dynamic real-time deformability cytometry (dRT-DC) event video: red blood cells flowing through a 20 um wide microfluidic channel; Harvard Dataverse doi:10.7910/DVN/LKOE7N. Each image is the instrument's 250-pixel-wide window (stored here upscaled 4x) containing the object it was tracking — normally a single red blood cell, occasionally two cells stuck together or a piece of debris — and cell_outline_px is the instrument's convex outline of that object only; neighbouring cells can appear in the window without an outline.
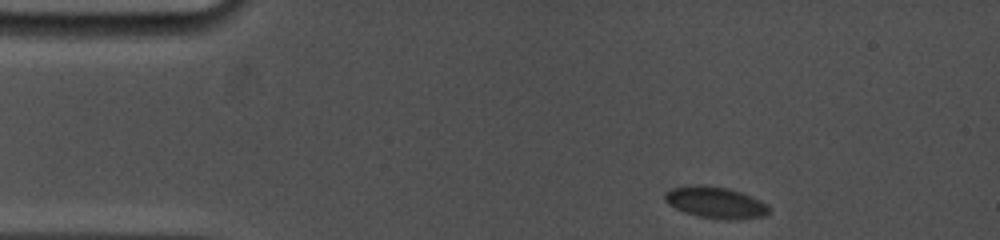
{"species": "common noctule bat (a hibernating species)", "species_latin": "Nyctalus noctula", "temperature_condition": "cold", "stored_images_in_passage": 57, "camera_frame_rate_fps": 5000, "um_per_image_px": 0.085, "animal": {"sex": "female", "body_mass_g": 19.0, "forearm_length_mm": 53.3}, "frame": {"image": 1, "passage_image": 1, "time_ms": 0.0, "image_size_px": [1000, 240], "cell_outline_px": [[772, 208], [764, 216], [736, 220], [724, 220], [696, 216], [684, 212], [668, 204], [664, 200], [664, 192], [672, 188], [688, 184], [700, 184], [728, 188], [752, 196], [768, 204]], "centroid_in_image_um": [60.81, 17.21], "position_along_channel_um": 24.2, "area_um2": 19.54}}
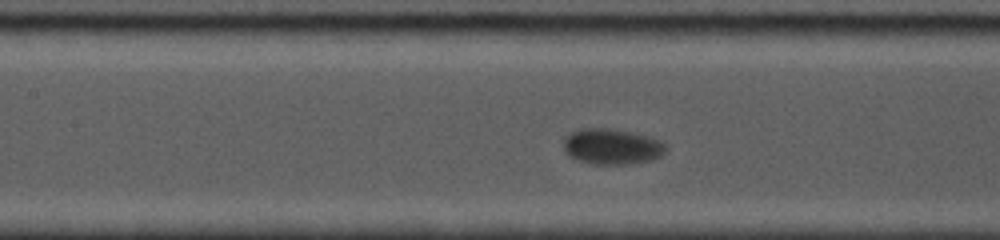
{"frame": {"image": 2, "passage_image": 25, "time_ms": 5.6, "image_size_px": [1000, 240], "cell_outline_px": [[664, 152], [660, 156], [648, 160], [628, 164], [588, 164], [568, 156], [564, 152], [564, 140], [572, 132], [584, 128], [608, 128], [632, 132], [648, 136], [660, 140], [664, 144]], "centroid_in_image_um": [51.97, 12.46], "position_along_channel_um": 155.4, "area_um2": 21.1}}
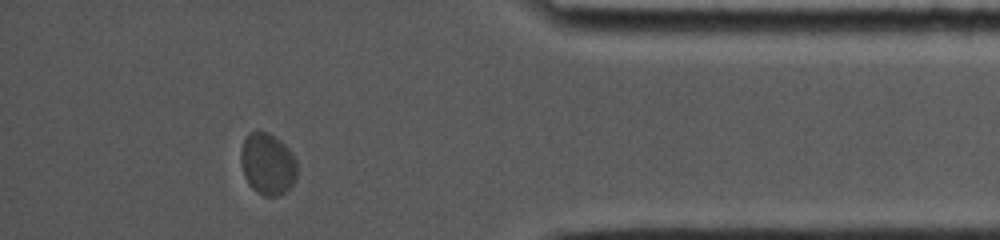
{"frame": {"image": 3, "passage_image": 49, "time_ms": 13.4, "image_size_px": [1000, 240], "cell_outline_px": [[296, 180], [284, 192], [276, 196], [264, 196], [256, 192], [248, 184], [244, 176], [240, 164], [240, 148], [248, 132], [268, 132], [276, 136], [292, 152], [296, 160]], "centroid_in_image_um": [22.72, 13.93], "position_along_channel_um": 412.5, "area_um2": 20.46}, "authors_computed_cell_mechanics": {"area_um2": 20.2878, "velocity_mm_per_s": 3.5189, "shape_relaxation_time_tau1_ms": 3.3991, "shape_relaxation_time_tau2_ms": null, "deformation_change_tau1": 0.0872, "deformation_change_tau2": null}}